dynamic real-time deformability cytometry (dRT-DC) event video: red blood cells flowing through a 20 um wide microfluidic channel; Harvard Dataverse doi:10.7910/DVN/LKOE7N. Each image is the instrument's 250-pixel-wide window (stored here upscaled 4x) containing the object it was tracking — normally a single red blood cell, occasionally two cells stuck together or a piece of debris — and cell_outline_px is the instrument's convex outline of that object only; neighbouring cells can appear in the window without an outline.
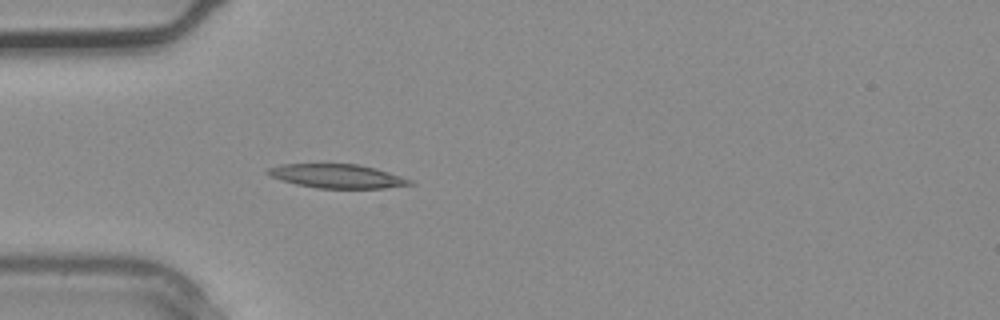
{"species": "common noctule bat (a hibernating species)", "species_latin": "Nyctalus noctula", "temperature_condition": "warm", "stored_images_in_passage": 5, "camera_frame_rate_fps": 3000, "um_per_image_px": 0.085, "animal": {"sex": "male", "body_mass_g": 20.4}, "frame": {"image": 1, "passage_image": 5, "time_ms": 1.333, "image_size_px": [1000, 320], "cell_outline_px": [[416, 184], [384, 188], [316, 188], [296, 184], [272, 176], [264, 172], [268, 168], [280, 164], [356, 164], [376, 168], [412, 180]], "centroid_in_image_um": [28.67, 14.97], "position_along_channel_um": 56.3, "area_um2": 19.65}}